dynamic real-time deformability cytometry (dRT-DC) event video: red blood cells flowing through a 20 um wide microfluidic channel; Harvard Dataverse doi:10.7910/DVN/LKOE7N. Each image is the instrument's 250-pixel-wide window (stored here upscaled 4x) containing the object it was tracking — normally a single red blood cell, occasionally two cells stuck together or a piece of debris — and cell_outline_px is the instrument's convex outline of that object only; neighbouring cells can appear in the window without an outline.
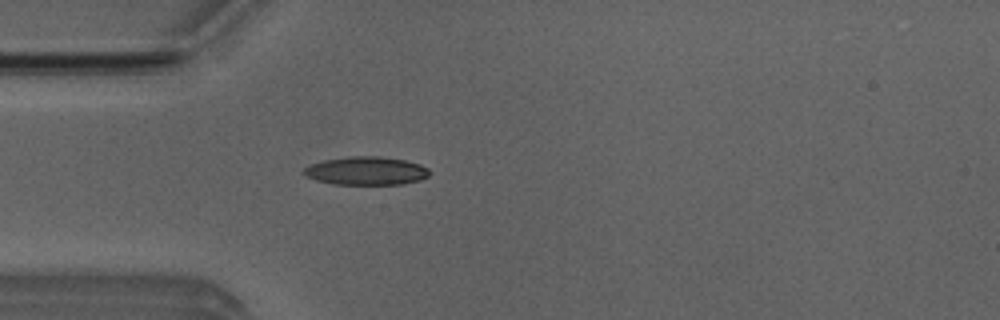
{"species": "Egyptian fruit bat (a non-hibernating species)", "species_latin": "Rousettus aegyptiacus", "temperature_condition": "room temperature", "stored_images_in_passage": 49, "camera_frame_rate_fps": 3000, "um_per_image_px": 0.085, "animal": {"sex": "male"}, "frame": {"image": 1, "passage_image": 14, "time_ms": 4.333, "image_size_px": [1000, 320], "cell_outline_px": [[432, 172], [428, 176], [420, 180], [400, 184], [332, 184], [316, 180], [304, 176], [300, 172], [304, 168], [312, 164], [324, 160], [348, 156], [380, 156], [404, 160], [420, 164], [428, 168]], "centroid_in_image_um": [31.11, 14.52], "position_along_channel_um": 53.9, "area_um2": 20.87}}
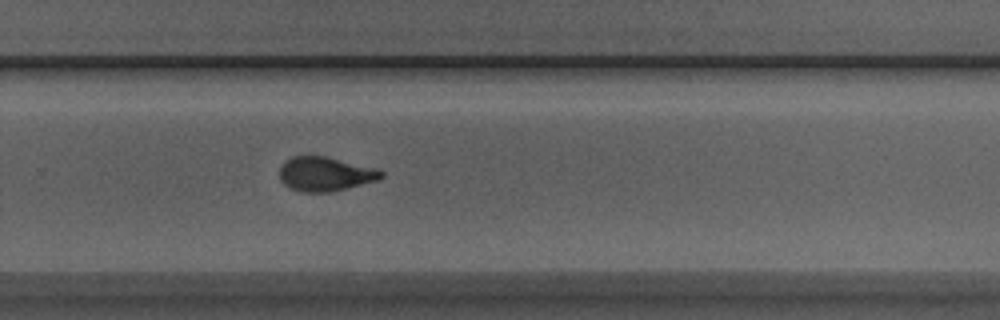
{"frame": {"image": 2, "passage_image": 33, "time_ms": 10.667, "image_size_px": [1000, 320], "cell_outline_px": [[384, 176], [376, 180], [332, 192], [300, 192], [284, 184], [280, 180], [280, 168], [284, 160], [292, 156], [324, 156], [372, 168], [384, 172]], "centroid_in_image_um": [27.58, 14.79], "position_along_channel_um": 302.2, "area_um2": 19.94}}
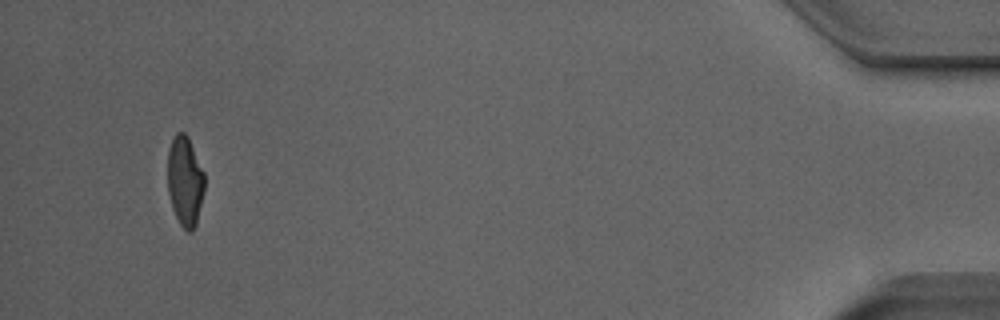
{"frame": {"image": 3, "passage_image": 48, "time_ms": 15.667, "image_size_px": [1000, 320], "cell_outline_px": [[204, 192], [196, 224], [192, 232], [188, 232], [180, 224], [172, 208], [168, 192], [168, 152], [172, 140], [176, 132], [184, 132], [188, 136], [204, 172]], "centroid_in_image_um": [15.73, 15.39], "position_along_channel_um": 419.5, "area_um2": 19.31}}